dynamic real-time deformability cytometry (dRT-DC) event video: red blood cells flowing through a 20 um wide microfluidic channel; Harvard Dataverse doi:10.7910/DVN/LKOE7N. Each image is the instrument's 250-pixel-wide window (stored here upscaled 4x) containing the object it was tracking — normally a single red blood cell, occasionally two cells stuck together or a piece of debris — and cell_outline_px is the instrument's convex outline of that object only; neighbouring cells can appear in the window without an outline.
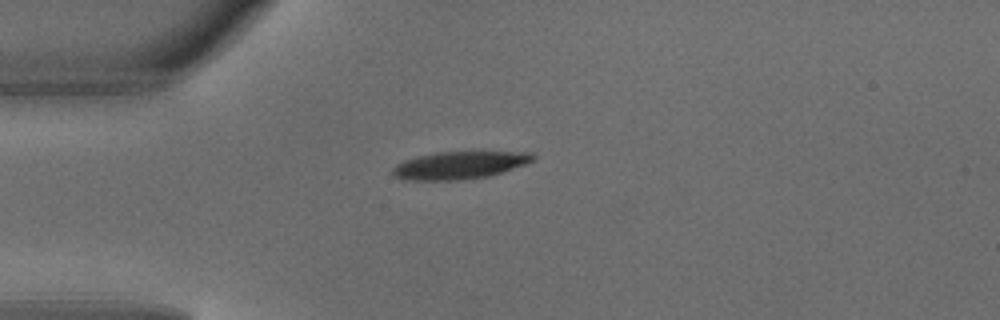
{"species": "common noctule bat (a hibernating species)", "species_latin": "Nyctalus noctula", "temperature_condition": "warm", "stored_images_in_passage": 2, "camera_frame_rate_fps": 3000, "um_per_image_px": 0.085, "animal": {"sex": "male", "body_mass_g": 18.8}, "frame": {"image": 1, "passage_image": 1, "time_ms": 0.0, "image_size_px": [1000, 320], "cell_outline_px": [[536, 160], [488, 176], [464, 180], [404, 180], [396, 176], [392, 172], [392, 168], [396, 164], [404, 160], [416, 156], [436, 152], [532, 152], [536, 156]], "centroid_in_image_um": [39.04, 14.04], "position_along_channel_um": 46.0, "area_um2": 22.48}}